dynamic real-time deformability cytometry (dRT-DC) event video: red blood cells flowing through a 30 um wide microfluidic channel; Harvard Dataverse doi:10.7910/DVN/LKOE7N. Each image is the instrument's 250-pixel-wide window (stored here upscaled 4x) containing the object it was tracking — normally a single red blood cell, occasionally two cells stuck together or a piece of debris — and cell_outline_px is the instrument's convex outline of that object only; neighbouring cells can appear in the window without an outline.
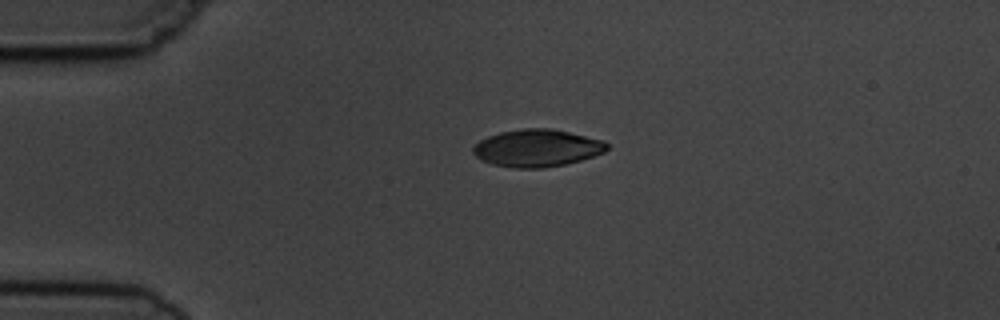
{"species": "common noctule bat (a hibernating species)", "species_latin": "Nyctalus noctula", "temperature_condition": "cold", "stored_images_in_passage": 3, "camera_frame_rate_fps": 3000, "um_per_image_px": 0.085, "animal": {"sex": "male", "body_mass_g": 19.5, "forearm_length_mm": 54.6}, "frame": {"image": 1, "passage_image": 1, "time_ms": 0.0, "image_size_px": [1000, 320], "cell_outline_px": [[608, 148], [604, 152], [580, 160], [564, 164], [544, 168], [512, 168], [492, 164], [480, 160], [472, 152], [472, 148], [480, 140], [488, 136], [500, 132], [524, 128], [552, 128], [604, 140], [608, 144]], "centroid_in_image_um": [45.63, 12.58], "position_along_channel_um": 39.4, "area_um2": 29.19}}
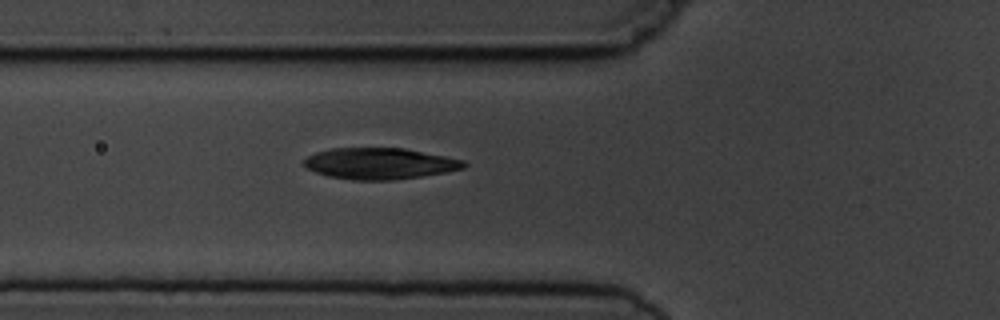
{"frame": {"image": 2, "passage_image": 3, "time_ms": 2.333, "image_size_px": [1000, 320], "cell_outline_px": [[468, 164], [464, 168], [444, 172], [420, 176], [392, 180], [352, 180], [328, 176], [316, 172], [308, 168], [304, 164], [304, 160], [308, 156], [316, 152], [332, 148], [404, 148], [464, 160]], "centroid_in_image_um": [32.27, 13.9], "position_along_channel_um": 93.5, "area_um2": 28.9}}